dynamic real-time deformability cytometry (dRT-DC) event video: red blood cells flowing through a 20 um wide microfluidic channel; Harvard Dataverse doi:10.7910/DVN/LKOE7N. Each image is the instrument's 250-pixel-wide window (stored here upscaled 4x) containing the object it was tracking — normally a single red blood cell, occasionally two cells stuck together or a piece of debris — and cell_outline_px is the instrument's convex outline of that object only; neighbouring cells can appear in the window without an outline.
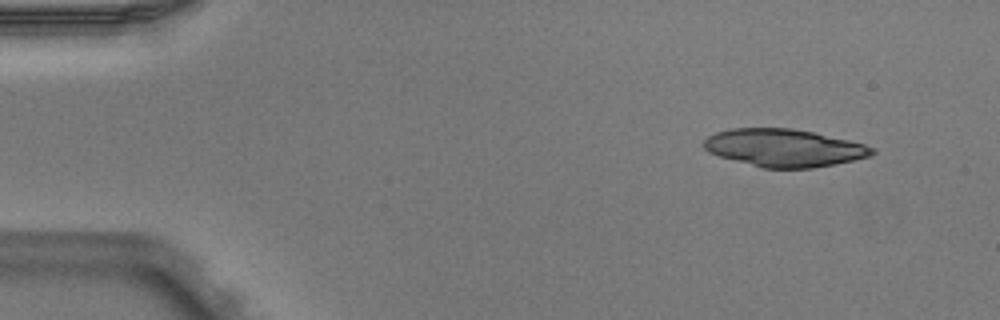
{"species": "Egyptian fruit bat (a non-hibernating species)", "species_latin": "Rousettus aegyptiacus", "temperature_condition": "warm", "stored_images_in_passage": 4, "camera_frame_rate_fps": 3000, "um_per_image_px": 0.085, "animal": {"sex": "male"}, "frame": {"image": 1, "passage_image": 1, "time_ms": 0.0, "image_size_px": [1000, 320], "cell_outline_px": [[876, 152], [872, 156], [812, 168], [764, 168], [720, 156], [708, 152], [704, 148], [704, 140], [708, 136], [716, 132], [732, 128], [792, 128], [812, 132], [848, 140], [864, 144], [876, 148]], "centroid_in_image_um": [66.66, 12.56], "position_along_channel_um": 18.3, "area_um2": 36.65}}